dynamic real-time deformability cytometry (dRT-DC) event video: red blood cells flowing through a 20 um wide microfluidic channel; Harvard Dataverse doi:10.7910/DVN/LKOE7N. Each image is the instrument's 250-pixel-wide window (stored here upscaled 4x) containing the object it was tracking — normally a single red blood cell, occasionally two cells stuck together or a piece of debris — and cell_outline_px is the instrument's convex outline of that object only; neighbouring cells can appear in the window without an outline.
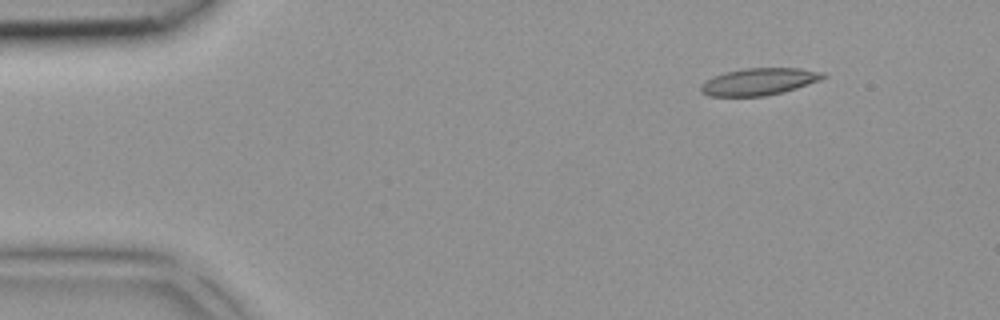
{"species": "common noctule bat (a hibernating species)", "species_latin": "Nyctalus noctula", "temperature_condition": "room temperature", "stored_images_in_passage": 28, "camera_frame_rate_fps": 3000, "um_per_image_px": 0.085, "animal": {"sex": "female", "body_mass_g": 18.4}, "frame": {"image": 1, "passage_image": 1, "time_ms": 0.0, "image_size_px": [1000, 320], "cell_outline_px": [[828, 76], [820, 80], [784, 92], [764, 96], [708, 96], [700, 92], [700, 84], [716, 76], [728, 72], [744, 68], [800, 68], [824, 72]], "centroid_in_image_um": [64.55, 6.94], "position_along_channel_um": 20.5, "area_um2": 19.19}}
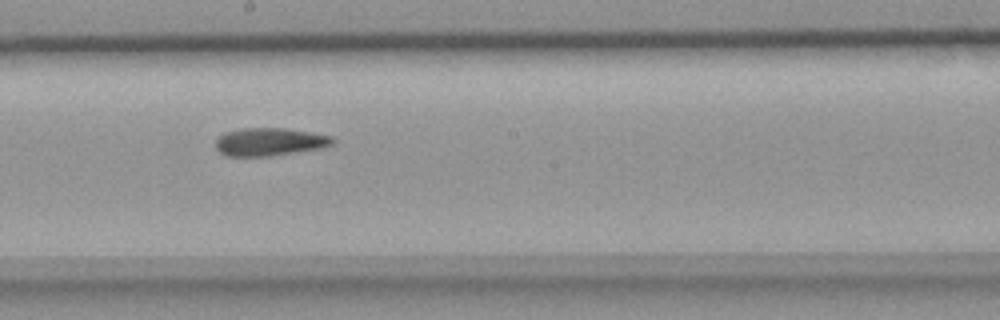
{"frame": {"image": 2, "passage_image": 19, "time_ms": 6.0, "image_size_px": [1000, 320], "cell_outline_px": [[336, 140], [332, 144], [324, 148], [268, 156], [224, 156], [216, 148], [216, 140], [224, 132], [240, 128], [284, 128], [332, 136]], "centroid_in_image_um": [22.91, 12.06], "position_along_channel_um": 225.3, "area_um2": 19.07}}
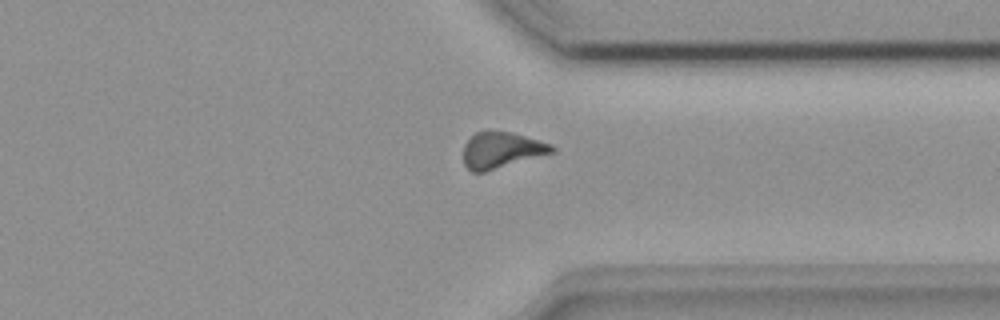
{"frame": {"image": 3, "passage_image": 28, "time_ms": 9.0, "image_size_px": [1000, 320], "cell_outline_px": [[556, 152], [484, 172], [472, 172], [464, 164], [464, 144], [476, 132], [512, 132], [552, 144], [556, 148]], "centroid_in_image_um": [42.66, 12.77], "position_along_channel_um": 368.7, "area_um2": 18.5}}